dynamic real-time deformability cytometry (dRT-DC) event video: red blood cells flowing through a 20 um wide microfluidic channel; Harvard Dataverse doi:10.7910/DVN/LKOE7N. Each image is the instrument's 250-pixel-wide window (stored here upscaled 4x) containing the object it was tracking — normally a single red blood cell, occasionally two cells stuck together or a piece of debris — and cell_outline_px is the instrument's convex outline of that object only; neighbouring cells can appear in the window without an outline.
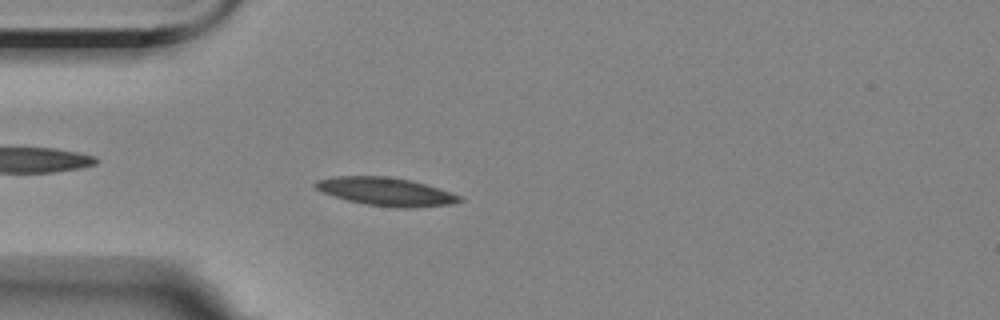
{"species": "Egyptian fruit bat (a non-hibernating species)", "species_latin": "Rousettus aegyptiacus", "temperature_condition": "room temperature", "stored_images_in_passage": 4, "camera_frame_rate_fps": 3000, "um_per_image_px": 0.085, "animal": {"sex": "female"}, "frame": {"image": 1, "passage_image": 4, "time_ms": 3.333, "image_size_px": [1000, 320], "cell_outline_px": [[464, 200], [452, 204], [412, 208], [396, 208], [364, 204], [348, 200], [324, 192], [316, 188], [312, 184], [316, 180], [340, 176], [388, 176], [412, 180], [452, 192], [460, 196]], "centroid_in_image_um": [32.85, 16.29], "position_along_channel_um": 52.1, "area_um2": 23.7}}